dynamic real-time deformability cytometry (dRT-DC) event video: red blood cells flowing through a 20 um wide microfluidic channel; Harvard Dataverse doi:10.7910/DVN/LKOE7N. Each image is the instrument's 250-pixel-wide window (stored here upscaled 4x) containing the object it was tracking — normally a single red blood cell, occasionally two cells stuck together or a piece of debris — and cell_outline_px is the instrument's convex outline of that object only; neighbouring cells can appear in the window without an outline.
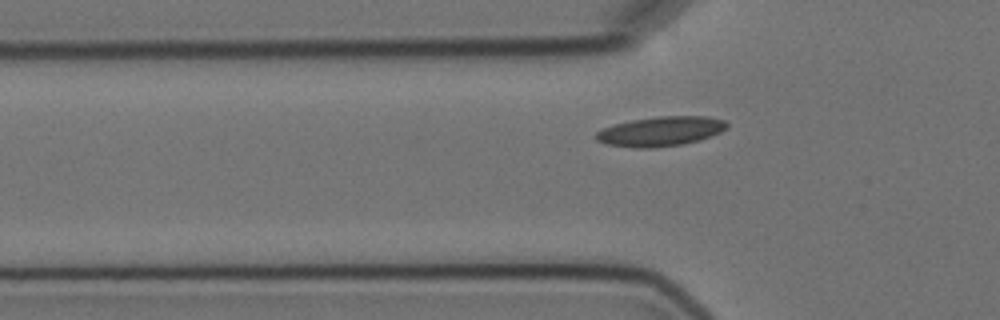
{"species": "Egyptian fruit bat (a non-hibernating species)", "species_latin": "Rousettus aegyptiacus", "temperature_condition": "cold", "stored_images_in_passage": 4, "camera_frame_rate_fps": 3000, "um_per_image_px": 0.085, "animal": {"sex": "female"}, "frame": {"image": 1, "passage_image": 3, "time_ms": 3.0, "image_size_px": [1000, 320], "cell_outline_px": [[728, 124], [720, 132], [712, 136], [700, 140], [684, 144], [656, 148], [636, 148], [604, 144], [596, 140], [596, 132], [604, 128], [616, 124], [632, 120], [660, 116], [708, 116], [724, 120]], "centroid_in_image_um": [56.16, 11.17], "position_along_channel_um": 69.6, "area_um2": 22.6}}
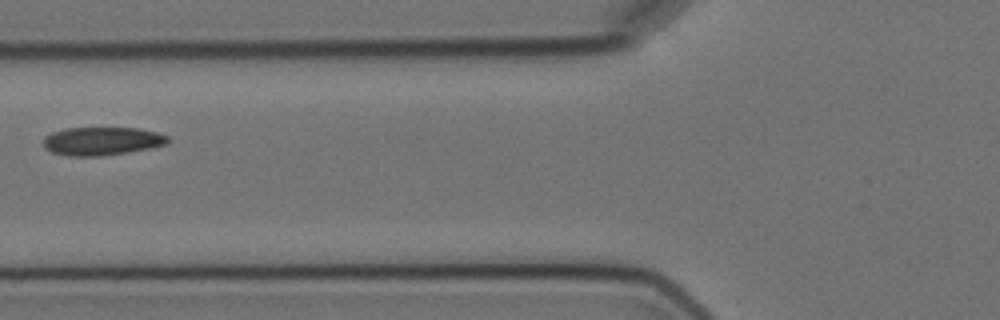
{"frame": {"image": 2, "passage_image": 4, "time_ms": 4.333, "image_size_px": [1000, 320], "cell_outline_px": [[168, 144], [128, 152], [100, 156], [68, 156], [52, 152], [44, 148], [44, 136], [52, 132], [64, 128], [140, 128], [156, 132], [168, 136]], "centroid_in_image_um": [8.64, 11.99], "position_along_channel_um": 117.2, "area_um2": 20.52}}